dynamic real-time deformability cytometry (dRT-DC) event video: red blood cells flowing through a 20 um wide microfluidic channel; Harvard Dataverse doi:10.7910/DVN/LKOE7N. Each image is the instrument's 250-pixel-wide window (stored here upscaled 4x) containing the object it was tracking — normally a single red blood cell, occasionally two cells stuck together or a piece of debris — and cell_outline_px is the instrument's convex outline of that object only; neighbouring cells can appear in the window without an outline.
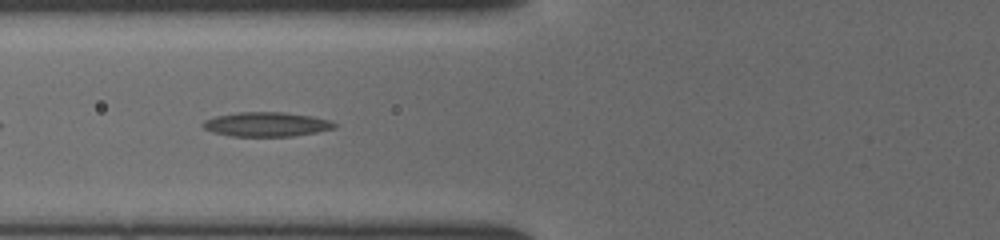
{"species": "common noctule bat (a hibernating species)", "species_latin": "Nyctalus noctula", "temperature_condition": "cold", "stored_images_in_passage": 34, "segment_of_instrument_passage": [1, 2], "camera_frame_rate_fps": 3000, "um_per_image_px": 0.085, "animal": {"sex": "female", "body_mass_g": 19.5, "forearm_length_mm": 54.1}, "frame": {"image": 1, "passage_image": 4, "time_ms": 1.0, "image_size_px": [1000, 240], "cell_outline_px": [[336, 128], [316, 132], [292, 136], [228, 136], [212, 132], [204, 128], [200, 124], [204, 120], [216, 116], [240, 112], [280, 112], [308, 116], [328, 120], [336, 124]], "centroid_in_image_um": [22.59, 10.57], "position_along_channel_um": 103.2, "area_um2": 18.5}}
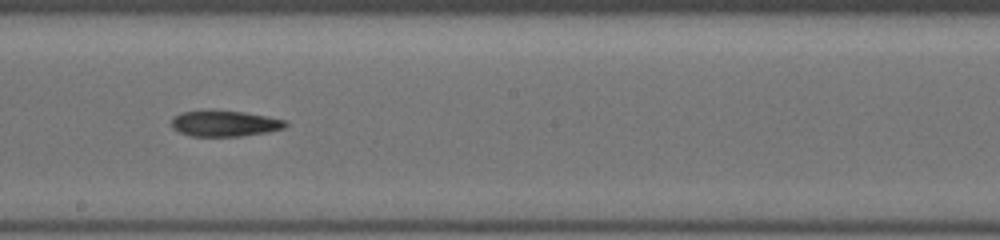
{"frame": {"image": 2, "passage_image": 13, "time_ms": 4.0, "image_size_px": [1000, 240], "cell_outline_px": [[288, 124], [284, 128], [268, 132], [240, 136], [192, 136], [180, 132], [172, 128], [172, 116], [180, 112], [244, 112], [284, 120]], "centroid_in_image_um": [19.09, 10.52], "position_along_channel_um": 229.1, "area_um2": 16.65}}
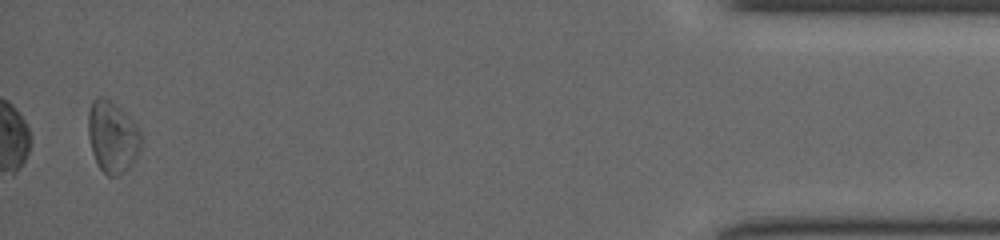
{"frame": {"image": 3, "passage_image": 32, "time_ms": 10.333, "image_size_px": [1000, 240], "cell_outline_px": [[140, 152], [136, 160], [120, 176], [108, 176], [96, 164], [92, 152], [88, 136], [88, 112], [92, 100], [100, 96], [104, 96], [120, 108], [136, 124], [140, 132]], "centroid_in_image_um": [9.55, 11.65], "position_along_channel_um": 425.7, "area_um2": 22.25}}